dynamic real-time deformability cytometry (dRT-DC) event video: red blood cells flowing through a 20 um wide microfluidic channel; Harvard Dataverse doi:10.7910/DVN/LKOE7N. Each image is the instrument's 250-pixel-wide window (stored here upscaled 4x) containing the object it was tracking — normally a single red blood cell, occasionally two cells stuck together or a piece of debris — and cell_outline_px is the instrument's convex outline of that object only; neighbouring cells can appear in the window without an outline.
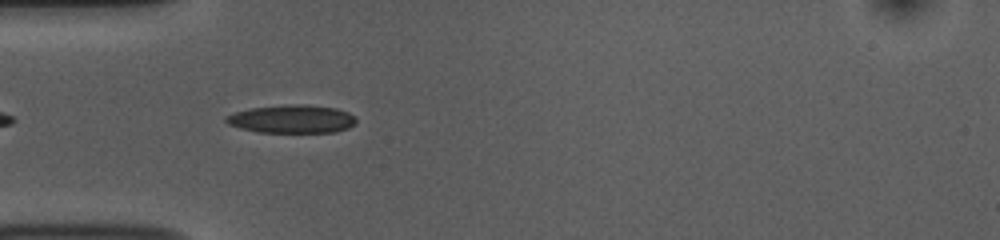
{"species": "common noctule bat (a hibernating species)", "species_latin": "Nyctalus noctula", "temperature_condition": "room temperature", "stored_images_in_passage": 40, "camera_frame_rate_fps": 3000, "um_per_image_px": 0.085, "animal": {"sex": "female", "body_mass_g": 10.0, "forearm_length_mm": 53.1}, "frame": {"image": 1, "passage_image": 3, "time_ms": 0.667, "image_size_px": [1000, 240], "cell_outline_px": [[356, 124], [348, 128], [336, 132], [256, 132], [240, 128], [228, 124], [224, 120], [224, 116], [248, 108], [292, 104], [304, 104], [336, 108], [348, 112], [356, 116]], "centroid_in_image_um": [24.82, 10.11], "position_along_channel_um": 60.2, "area_um2": 21.56}}
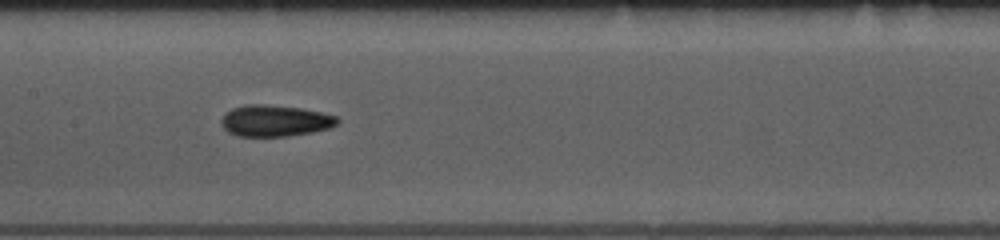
{"frame": {"image": 2, "passage_image": 13, "time_ms": 4.0, "image_size_px": [1000, 240], "cell_outline_px": [[340, 120], [336, 124], [328, 128], [312, 132], [288, 136], [236, 136], [228, 132], [220, 124], [220, 120], [232, 108], [248, 104], [264, 104], [300, 108], [320, 112], [336, 116]], "centroid_in_image_um": [23.35, 10.27], "position_along_channel_um": 184.0, "area_um2": 21.1}}
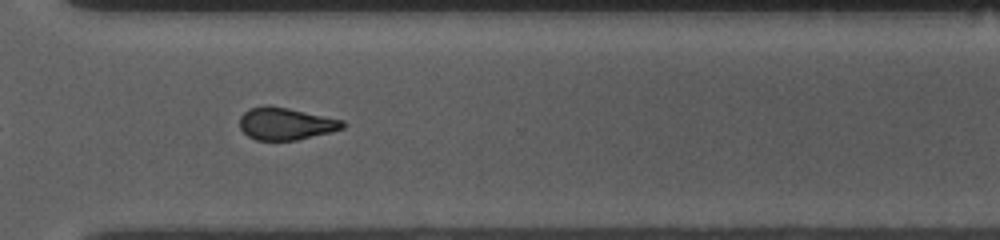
{"frame": {"image": 3, "passage_image": 26, "time_ms": 8.333, "image_size_px": [1000, 240], "cell_outline_px": [[348, 124], [344, 128], [296, 140], [256, 140], [248, 136], [240, 128], [240, 116], [248, 108], [268, 104], [288, 108], [344, 120]], "centroid_in_image_um": [24.27, 10.5], "position_along_channel_um": 346.3, "area_um2": 19.42}, "authors_computed_cell_mechanics": {"area_um2": 20.0855, "velocity_mm_per_s": 3.7555, "shape_relaxation_time_tau1_ms": 4.0594, "shape_relaxation_time_tau2_ms": 3.7662, "deformation_change_tau1": 0.153, "deformation_change_tau2": 0.1179}}